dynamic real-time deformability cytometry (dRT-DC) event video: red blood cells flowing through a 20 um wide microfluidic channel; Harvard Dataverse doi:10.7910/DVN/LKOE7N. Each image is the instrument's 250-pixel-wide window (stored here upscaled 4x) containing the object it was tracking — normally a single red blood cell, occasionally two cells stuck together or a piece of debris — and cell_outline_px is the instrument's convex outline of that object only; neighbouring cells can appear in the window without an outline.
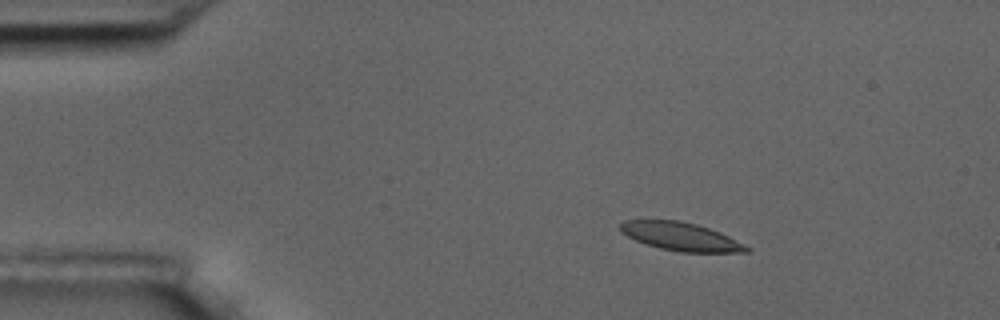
{"species": "common noctule bat (a hibernating species)", "species_latin": "Nyctalus noctula", "temperature_condition": "room temperature", "stored_images_in_passage": 48, "camera_frame_rate_fps": 3000, "um_per_image_px": 0.085, "animal": {"sex": "male", "body_mass_g": 17.5, "forearm_length_mm": 52.3}, "frame": {"image": 1, "passage_image": 1, "time_ms": 0.0, "image_size_px": [1000, 320], "cell_outline_px": [[752, 252], [680, 252], [660, 248], [636, 240], [620, 232], [620, 224], [624, 220], [680, 220], [696, 224], [720, 232], [752, 248]], "centroid_in_image_um": [57.89, 20.1], "position_along_channel_um": 27.1, "area_um2": 20.69}}
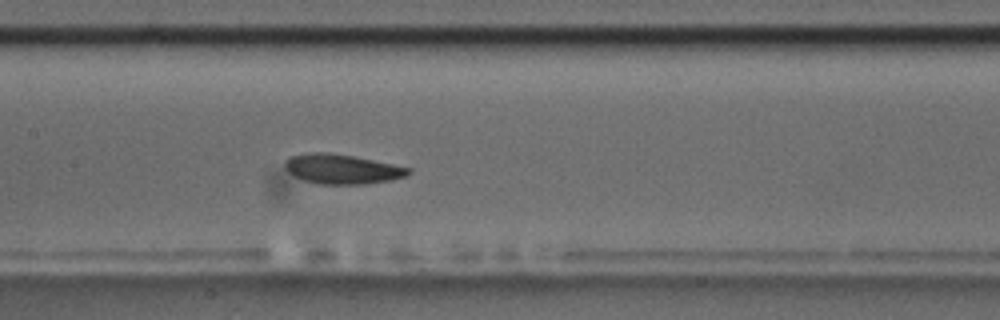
{"frame": {"image": 2, "passage_image": 19, "time_ms": 6.0, "image_size_px": [1000, 320], "cell_outline_px": [[412, 172], [408, 176], [392, 180], [364, 184], [316, 184], [292, 176], [284, 168], [284, 164], [292, 156], [308, 152], [328, 152], [352, 156], [412, 168]], "centroid_in_image_um": [29.08, 14.38], "position_along_channel_um": 178.3, "area_um2": 21.44}}
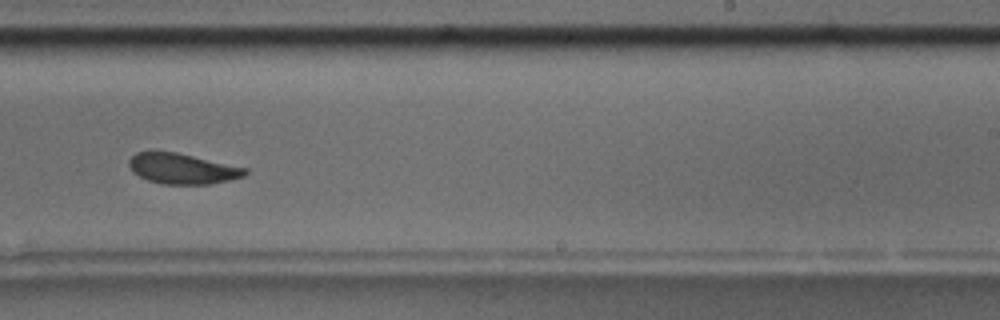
{"frame": {"image": 3, "passage_image": 27, "time_ms": 8.667, "image_size_px": [1000, 320], "cell_outline_px": [[248, 172], [244, 176], [228, 180], [208, 184], [164, 184], [148, 180], [140, 176], [128, 164], [128, 160], [136, 152], [152, 148], [176, 152], [248, 168]], "centroid_in_image_um": [15.47, 14.29], "position_along_channel_um": 273.5, "area_um2": 20.87}, "authors_computed_cell_mechanics": {"area_um2": 21.4727, "velocity_mm_per_s": 3.5752, "shape_relaxation_time_tau1_ms": 4.033, "shape_relaxation_time_tau2_ms": 2.7108, "deformation_change_tau1": 0.108, "deformation_change_tau2": 0.0704}}